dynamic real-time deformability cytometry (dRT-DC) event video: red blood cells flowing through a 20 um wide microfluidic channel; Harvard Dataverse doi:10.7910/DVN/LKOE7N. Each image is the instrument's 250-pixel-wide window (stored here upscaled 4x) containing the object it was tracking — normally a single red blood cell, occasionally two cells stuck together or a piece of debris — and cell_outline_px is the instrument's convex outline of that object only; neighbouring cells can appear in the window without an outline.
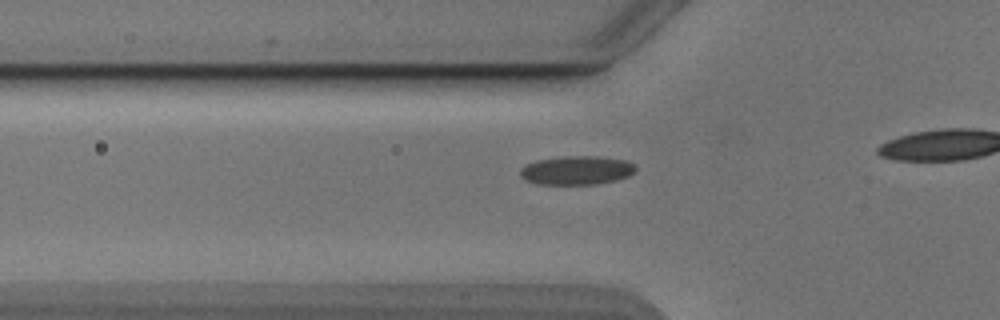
{"species": "Egyptian fruit bat (a non-hibernating species)", "species_latin": "Rousettus aegyptiacus", "temperature_condition": "cold", "stored_images_in_passage": 11, "camera_frame_rate_fps": 3000, "um_per_image_px": 0.085, "animal": {"sex": "male"}, "frame": {"image": 1, "passage_image": 2, "time_ms": 0.333, "image_size_px": [1000, 320], "cell_outline_px": [[636, 168], [628, 176], [616, 180], [596, 184], [536, 184], [524, 180], [520, 176], [520, 168], [524, 164], [536, 160], [564, 156], [596, 156], [624, 160], [632, 164]], "centroid_in_image_um": [48.93, 14.48], "position_along_channel_um": 76.9, "area_um2": 19.36}}
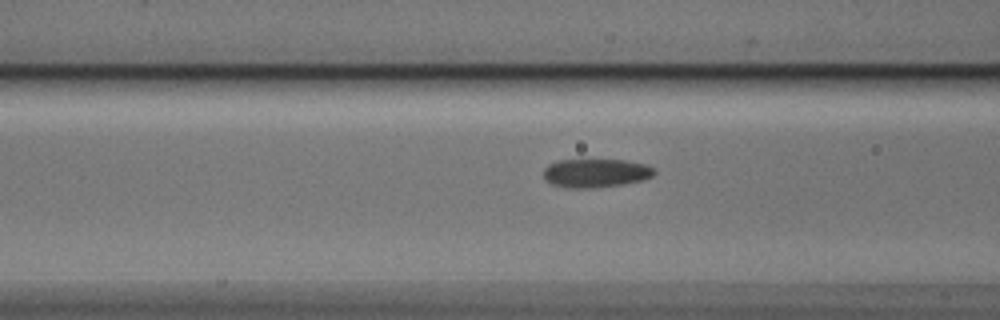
{"frame": {"image": 2, "passage_image": 5, "time_ms": 1.333, "image_size_px": [1000, 320], "cell_outline_px": [[656, 172], [652, 176], [644, 180], [624, 184], [592, 188], [568, 188], [552, 184], [544, 180], [544, 168], [548, 164], [556, 160], [624, 160], [644, 164], [656, 168]], "centroid_in_image_um": [50.63, 14.71], "position_along_channel_um": 116.0, "area_um2": 18.67}}
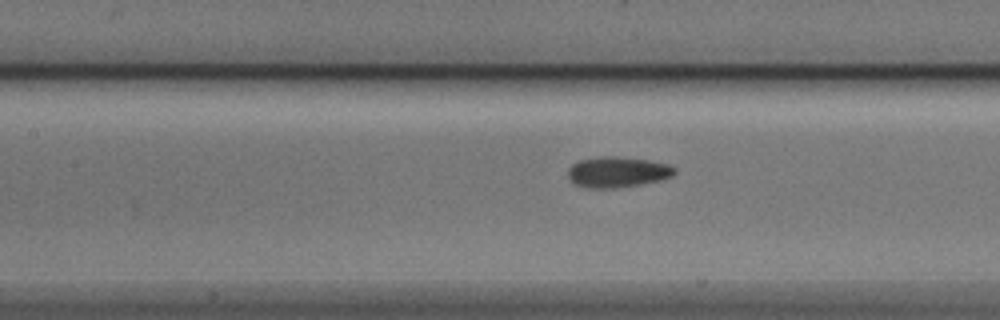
{"frame": {"image": 3, "passage_image": 8, "time_ms": 2.333, "image_size_px": [1000, 320], "cell_outline_px": [[676, 172], [672, 176], [660, 180], [612, 188], [588, 188], [576, 184], [568, 176], [568, 168], [572, 164], [580, 160], [600, 156], [616, 156], [648, 160], [668, 164], [676, 168]], "centroid_in_image_um": [52.48, 14.6], "position_along_channel_um": 154.9, "area_um2": 18.84}}